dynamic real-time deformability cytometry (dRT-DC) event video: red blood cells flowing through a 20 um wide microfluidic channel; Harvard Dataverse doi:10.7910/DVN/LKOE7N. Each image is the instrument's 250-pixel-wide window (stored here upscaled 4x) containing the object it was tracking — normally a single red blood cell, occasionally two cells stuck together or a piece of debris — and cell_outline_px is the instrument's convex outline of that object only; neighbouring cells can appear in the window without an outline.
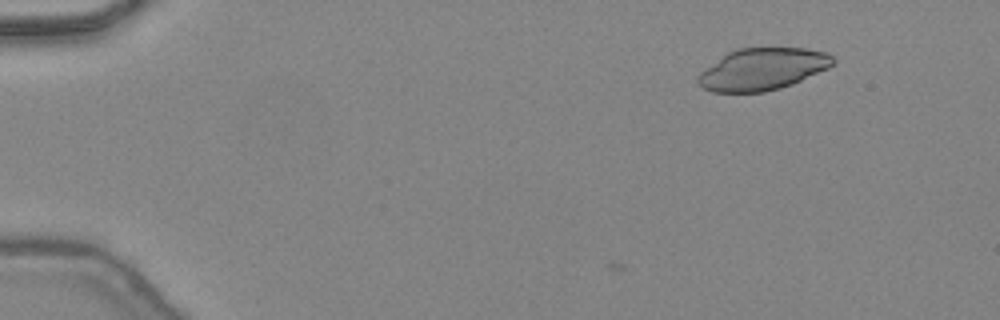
{"species": "common noctule bat (a hibernating species)", "species_latin": "Nyctalus noctula", "temperature_condition": "warm", "stored_images_in_passage": 8, "camera_frame_rate_fps": 3000, "um_per_image_px": 0.085, "animal": {"sex": "female", "body_mass_g": 24.6, "forearm_length_mm": 56.2}, "frame": {"image": 1, "passage_image": 1, "time_ms": 0.0, "image_size_px": [1000, 320], "cell_outline_px": [[836, 60], [828, 68], [792, 84], [780, 88], [764, 92], [712, 92], [704, 88], [696, 80], [696, 76], [704, 68], [728, 52], [736, 48], [804, 48], [828, 52]], "centroid_in_image_um": [64.8, 5.87], "position_along_channel_um": 20.2, "area_um2": 33.0}}